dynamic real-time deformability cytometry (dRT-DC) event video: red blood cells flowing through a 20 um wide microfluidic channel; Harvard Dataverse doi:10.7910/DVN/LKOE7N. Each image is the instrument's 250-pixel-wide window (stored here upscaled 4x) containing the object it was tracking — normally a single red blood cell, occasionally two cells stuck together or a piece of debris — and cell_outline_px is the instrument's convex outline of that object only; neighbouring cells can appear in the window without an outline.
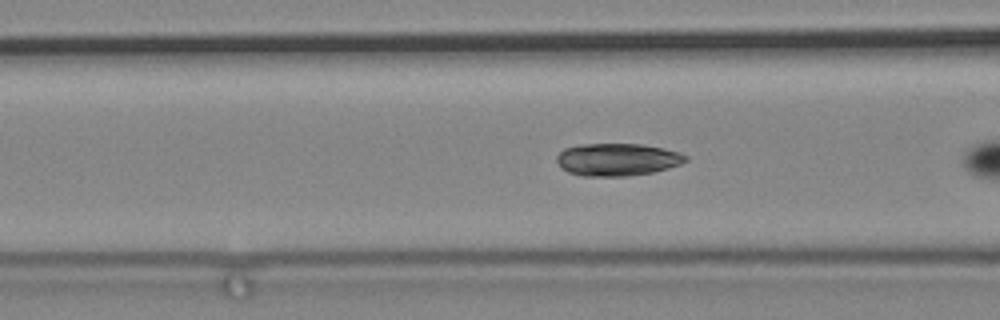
{"species": "common noctule bat (a hibernating species)", "species_latin": "Nyctalus noctula", "temperature_condition": "cold", "stored_images_in_passage": 39, "camera_frame_rate_fps": 3000, "um_per_image_px": 0.085, "animal": {"sex": "male", "body_mass_g": 19.2, "forearm_length_mm": 51.8}, "frame": {"image": 1, "passage_image": 4, "time_ms": 1.0, "image_size_px": [1000, 320], "cell_outline_px": [[688, 160], [680, 164], [668, 168], [652, 172], [628, 176], [580, 176], [568, 172], [560, 168], [556, 160], [556, 156], [564, 148], [580, 144], [644, 144], [664, 148], [680, 152], [688, 156]], "centroid_in_image_um": [52.46, 13.56], "position_along_channel_um": 114.1, "area_um2": 24.68}}
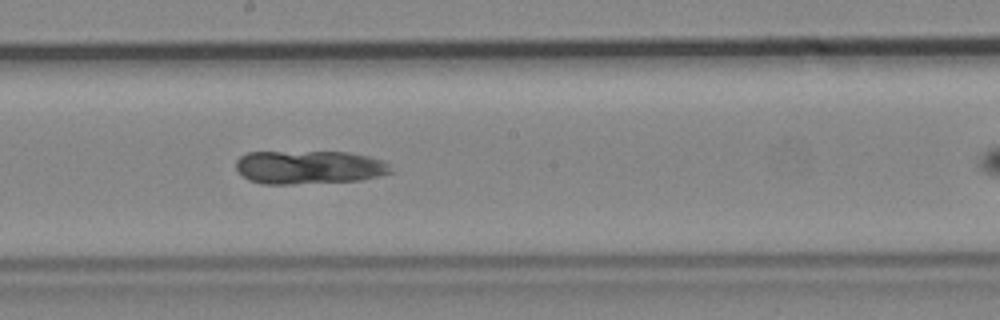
{"frame": {"image": 2, "passage_image": 15, "time_ms": 4.667, "image_size_px": [1000, 320], "cell_outline_px": [[392, 172], [380, 176], [364, 180], [292, 184], [260, 184], [248, 180], [236, 168], [236, 160], [240, 156], [248, 152], [348, 152], [368, 156], [384, 160], [388, 164]], "centroid_in_image_um": [26.28, 14.22], "position_along_channel_um": 221.9, "area_um2": 30.4}}
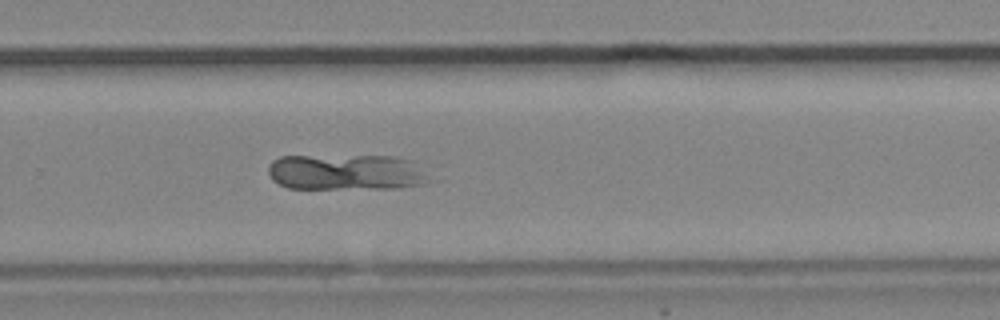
{"frame": {"image": 3, "passage_image": 23, "time_ms": 7.333, "image_size_px": [1000, 320], "cell_outline_px": [[440, 180], [424, 184], [400, 188], [288, 188], [272, 180], [268, 172], [268, 164], [272, 160], [280, 156], [392, 156], [412, 160]], "centroid_in_image_um": [29.56, 14.64], "position_along_channel_um": 300.2, "area_um2": 34.51}}